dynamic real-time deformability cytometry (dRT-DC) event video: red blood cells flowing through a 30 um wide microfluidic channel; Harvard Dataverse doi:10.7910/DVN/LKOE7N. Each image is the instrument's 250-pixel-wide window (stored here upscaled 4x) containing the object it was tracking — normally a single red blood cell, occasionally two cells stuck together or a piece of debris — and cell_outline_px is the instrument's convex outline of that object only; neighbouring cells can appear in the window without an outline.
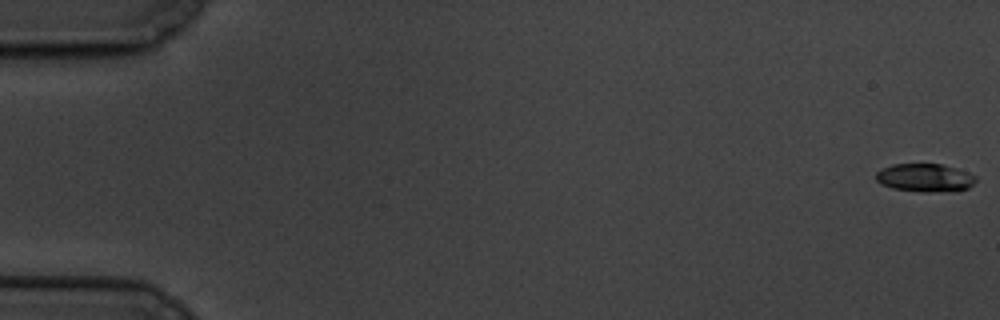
{"species": "common noctule bat (a hibernating species)", "species_latin": "Nyctalus noctula", "temperature_condition": "cold", "stored_images_in_passage": 6, "camera_frame_rate_fps": 3000, "um_per_image_px": 0.085, "animal": {"sex": "male", "body_mass_g": 19.5, "forearm_length_mm": 54.6}, "frame": {"image": 1, "passage_image": 1, "time_ms": 0.0, "image_size_px": [1000, 320], "cell_outline_px": [[976, 180], [968, 188], [956, 192], [920, 192], [892, 188], [880, 184], [876, 180], [876, 172], [880, 168], [892, 164], [940, 164], [956, 168], [968, 172], [976, 176]], "centroid_in_image_um": [78.61, 15.12], "position_along_channel_um": 6.4, "area_um2": 16.7}}
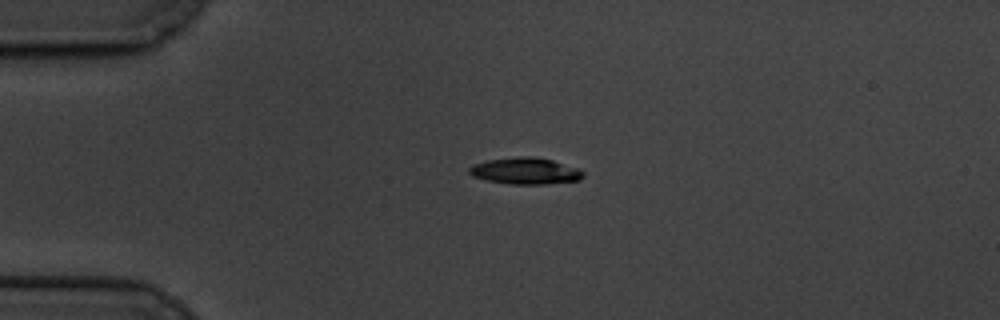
{"frame": {"image": 2, "passage_image": 5, "time_ms": 4.667, "image_size_px": [1000, 320], "cell_outline_px": [[584, 176], [580, 180], [548, 184], [512, 184], [488, 180], [472, 176], [468, 172], [468, 168], [472, 164], [488, 160], [520, 156], [536, 156], [552, 160], [580, 168], [584, 172]], "centroid_in_image_um": [44.68, 14.52], "position_along_channel_um": 40.3, "area_um2": 17.8}}